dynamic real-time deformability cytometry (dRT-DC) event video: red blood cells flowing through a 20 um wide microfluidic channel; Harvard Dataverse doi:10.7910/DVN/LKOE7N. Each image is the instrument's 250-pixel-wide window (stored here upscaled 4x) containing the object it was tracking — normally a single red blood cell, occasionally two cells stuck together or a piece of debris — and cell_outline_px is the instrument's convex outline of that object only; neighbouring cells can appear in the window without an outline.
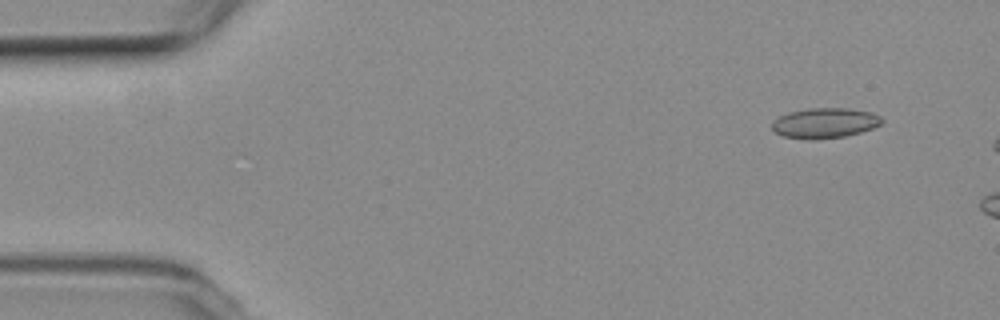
{"species": "common noctule bat (a hibernating species)", "species_latin": "Nyctalus noctula", "temperature_condition": "room temperature", "stored_images_in_passage": 7, "camera_frame_rate_fps": 3000, "um_per_image_px": 0.085, "animal": {"sex": "female", "body_mass_g": 19.3, "forearm_length_mm": 54.1}, "frame": {"image": 1, "passage_image": 2, "time_ms": 0.333, "image_size_px": [1000, 320], "cell_outline_px": [[884, 120], [880, 124], [872, 128], [860, 132], [844, 136], [816, 140], [804, 140], [784, 136], [776, 132], [772, 128], [772, 124], [780, 116], [788, 112], [808, 108], [848, 108], [872, 112], [880, 116]], "centroid_in_image_um": [70.11, 10.46], "position_along_channel_um": 14.9, "area_um2": 19.36}}